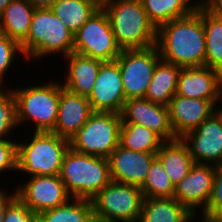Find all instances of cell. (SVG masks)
<instances>
[{
    "label": "cell",
    "mask_w": 222,
    "mask_h": 222,
    "mask_svg": "<svg viewBox=\"0 0 222 222\" xmlns=\"http://www.w3.org/2000/svg\"><path fill=\"white\" fill-rule=\"evenodd\" d=\"M15 198H16L15 191H12L11 193L10 191H7L5 188L0 189V222H3L6 208Z\"/></svg>",
    "instance_id": "8d00e7d4"
},
{
    "label": "cell",
    "mask_w": 222,
    "mask_h": 222,
    "mask_svg": "<svg viewBox=\"0 0 222 222\" xmlns=\"http://www.w3.org/2000/svg\"><path fill=\"white\" fill-rule=\"evenodd\" d=\"M221 92H222V73H221Z\"/></svg>",
    "instance_id": "7bdbcfd3"
},
{
    "label": "cell",
    "mask_w": 222,
    "mask_h": 222,
    "mask_svg": "<svg viewBox=\"0 0 222 222\" xmlns=\"http://www.w3.org/2000/svg\"><path fill=\"white\" fill-rule=\"evenodd\" d=\"M212 222H222V218L216 219V220H214Z\"/></svg>",
    "instance_id": "b9f144b4"
},
{
    "label": "cell",
    "mask_w": 222,
    "mask_h": 222,
    "mask_svg": "<svg viewBox=\"0 0 222 222\" xmlns=\"http://www.w3.org/2000/svg\"><path fill=\"white\" fill-rule=\"evenodd\" d=\"M196 10L203 18L206 37L205 66L222 73V21L209 14L200 4Z\"/></svg>",
    "instance_id": "f1b7e54d"
},
{
    "label": "cell",
    "mask_w": 222,
    "mask_h": 222,
    "mask_svg": "<svg viewBox=\"0 0 222 222\" xmlns=\"http://www.w3.org/2000/svg\"><path fill=\"white\" fill-rule=\"evenodd\" d=\"M216 106L200 98H186L174 95L168 105L169 121L176 138H182L195 130L213 112Z\"/></svg>",
    "instance_id": "ac0fdd59"
},
{
    "label": "cell",
    "mask_w": 222,
    "mask_h": 222,
    "mask_svg": "<svg viewBox=\"0 0 222 222\" xmlns=\"http://www.w3.org/2000/svg\"><path fill=\"white\" fill-rule=\"evenodd\" d=\"M201 222H212L222 218V164L215 165V173L208 204L201 213Z\"/></svg>",
    "instance_id": "d6a6232c"
},
{
    "label": "cell",
    "mask_w": 222,
    "mask_h": 222,
    "mask_svg": "<svg viewBox=\"0 0 222 222\" xmlns=\"http://www.w3.org/2000/svg\"><path fill=\"white\" fill-rule=\"evenodd\" d=\"M181 139L187 144L195 163L222 164V111L217 108Z\"/></svg>",
    "instance_id": "7c38bea8"
},
{
    "label": "cell",
    "mask_w": 222,
    "mask_h": 222,
    "mask_svg": "<svg viewBox=\"0 0 222 222\" xmlns=\"http://www.w3.org/2000/svg\"><path fill=\"white\" fill-rule=\"evenodd\" d=\"M165 141L147 127L131 123H122L119 145L125 149L157 153Z\"/></svg>",
    "instance_id": "83f0119b"
},
{
    "label": "cell",
    "mask_w": 222,
    "mask_h": 222,
    "mask_svg": "<svg viewBox=\"0 0 222 222\" xmlns=\"http://www.w3.org/2000/svg\"><path fill=\"white\" fill-rule=\"evenodd\" d=\"M107 159L112 181L141 187L156 153L132 151L118 145Z\"/></svg>",
    "instance_id": "e0dca14e"
},
{
    "label": "cell",
    "mask_w": 222,
    "mask_h": 222,
    "mask_svg": "<svg viewBox=\"0 0 222 222\" xmlns=\"http://www.w3.org/2000/svg\"><path fill=\"white\" fill-rule=\"evenodd\" d=\"M68 63L67 73L62 86L69 91L88 97L93 90L95 81L103 61L71 52L63 57Z\"/></svg>",
    "instance_id": "ffe728a7"
},
{
    "label": "cell",
    "mask_w": 222,
    "mask_h": 222,
    "mask_svg": "<svg viewBox=\"0 0 222 222\" xmlns=\"http://www.w3.org/2000/svg\"><path fill=\"white\" fill-rule=\"evenodd\" d=\"M100 7L93 0H57L50 9L75 34Z\"/></svg>",
    "instance_id": "484cf974"
},
{
    "label": "cell",
    "mask_w": 222,
    "mask_h": 222,
    "mask_svg": "<svg viewBox=\"0 0 222 222\" xmlns=\"http://www.w3.org/2000/svg\"><path fill=\"white\" fill-rule=\"evenodd\" d=\"M190 214L174 197H144L138 222H183Z\"/></svg>",
    "instance_id": "cb8c5ba5"
},
{
    "label": "cell",
    "mask_w": 222,
    "mask_h": 222,
    "mask_svg": "<svg viewBox=\"0 0 222 222\" xmlns=\"http://www.w3.org/2000/svg\"><path fill=\"white\" fill-rule=\"evenodd\" d=\"M35 8H50L57 0H28Z\"/></svg>",
    "instance_id": "74e56055"
},
{
    "label": "cell",
    "mask_w": 222,
    "mask_h": 222,
    "mask_svg": "<svg viewBox=\"0 0 222 222\" xmlns=\"http://www.w3.org/2000/svg\"><path fill=\"white\" fill-rule=\"evenodd\" d=\"M95 1L96 3H98L100 6L103 5V3L105 2V0H93Z\"/></svg>",
    "instance_id": "60d3db41"
},
{
    "label": "cell",
    "mask_w": 222,
    "mask_h": 222,
    "mask_svg": "<svg viewBox=\"0 0 222 222\" xmlns=\"http://www.w3.org/2000/svg\"><path fill=\"white\" fill-rule=\"evenodd\" d=\"M4 89L0 88V139H10L12 137L15 139L14 136L16 135H11L18 128L16 100L11 88Z\"/></svg>",
    "instance_id": "4dcf8cb0"
},
{
    "label": "cell",
    "mask_w": 222,
    "mask_h": 222,
    "mask_svg": "<svg viewBox=\"0 0 222 222\" xmlns=\"http://www.w3.org/2000/svg\"><path fill=\"white\" fill-rule=\"evenodd\" d=\"M3 222H37V215L16 197L7 206Z\"/></svg>",
    "instance_id": "e575fe53"
},
{
    "label": "cell",
    "mask_w": 222,
    "mask_h": 222,
    "mask_svg": "<svg viewBox=\"0 0 222 222\" xmlns=\"http://www.w3.org/2000/svg\"><path fill=\"white\" fill-rule=\"evenodd\" d=\"M121 125L119 113L93 112L69 140L70 148L81 154L107 158L119 145Z\"/></svg>",
    "instance_id": "ba28073f"
},
{
    "label": "cell",
    "mask_w": 222,
    "mask_h": 222,
    "mask_svg": "<svg viewBox=\"0 0 222 222\" xmlns=\"http://www.w3.org/2000/svg\"><path fill=\"white\" fill-rule=\"evenodd\" d=\"M122 123L137 124L157 133L164 141L177 139L170 121L168 107L146 98L126 99L120 113Z\"/></svg>",
    "instance_id": "9a60e30c"
},
{
    "label": "cell",
    "mask_w": 222,
    "mask_h": 222,
    "mask_svg": "<svg viewBox=\"0 0 222 222\" xmlns=\"http://www.w3.org/2000/svg\"><path fill=\"white\" fill-rule=\"evenodd\" d=\"M35 9L28 0H12L0 14V33L21 44L29 34Z\"/></svg>",
    "instance_id": "7402d4cb"
},
{
    "label": "cell",
    "mask_w": 222,
    "mask_h": 222,
    "mask_svg": "<svg viewBox=\"0 0 222 222\" xmlns=\"http://www.w3.org/2000/svg\"><path fill=\"white\" fill-rule=\"evenodd\" d=\"M22 55L20 44L7 35L0 33V88H7V86H3L8 75L7 72H10L11 67L16 66V61Z\"/></svg>",
    "instance_id": "1f68e13d"
},
{
    "label": "cell",
    "mask_w": 222,
    "mask_h": 222,
    "mask_svg": "<svg viewBox=\"0 0 222 222\" xmlns=\"http://www.w3.org/2000/svg\"><path fill=\"white\" fill-rule=\"evenodd\" d=\"M140 189L144 197L148 198H172L174 196L175 186L157 158L152 162Z\"/></svg>",
    "instance_id": "f546056e"
},
{
    "label": "cell",
    "mask_w": 222,
    "mask_h": 222,
    "mask_svg": "<svg viewBox=\"0 0 222 222\" xmlns=\"http://www.w3.org/2000/svg\"><path fill=\"white\" fill-rule=\"evenodd\" d=\"M101 7L122 50L156 45L157 28L149 20L141 0H105Z\"/></svg>",
    "instance_id": "7a4b0ae2"
},
{
    "label": "cell",
    "mask_w": 222,
    "mask_h": 222,
    "mask_svg": "<svg viewBox=\"0 0 222 222\" xmlns=\"http://www.w3.org/2000/svg\"><path fill=\"white\" fill-rule=\"evenodd\" d=\"M214 173L215 165L195 163L187 176L175 185L173 197L190 213L203 212L211 195Z\"/></svg>",
    "instance_id": "5bb4252c"
},
{
    "label": "cell",
    "mask_w": 222,
    "mask_h": 222,
    "mask_svg": "<svg viewBox=\"0 0 222 222\" xmlns=\"http://www.w3.org/2000/svg\"><path fill=\"white\" fill-rule=\"evenodd\" d=\"M176 95L210 100L217 107L222 101L221 73L205 65L181 68Z\"/></svg>",
    "instance_id": "2e32d148"
},
{
    "label": "cell",
    "mask_w": 222,
    "mask_h": 222,
    "mask_svg": "<svg viewBox=\"0 0 222 222\" xmlns=\"http://www.w3.org/2000/svg\"><path fill=\"white\" fill-rule=\"evenodd\" d=\"M121 50L102 7L74 34V53L103 62H112L117 59Z\"/></svg>",
    "instance_id": "9c48e42d"
},
{
    "label": "cell",
    "mask_w": 222,
    "mask_h": 222,
    "mask_svg": "<svg viewBox=\"0 0 222 222\" xmlns=\"http://www.w3.org/2000/svg\"><path fill=\"white\" fill-rule=\"evenodd\" d=\"M12 0H0V14Z\"/></svg>",
    "instance_id": "f35d334b"
},
{
    "label": "cell",
    "mask_w": 222,
    "mask_h": 222,
    "mask_svg": "<svg viewBox=\"0 0 222 222\" xmlns=\"http://www.w3.org/2000/svg\"><path fill=\"white\" fill-rule=\"evenodd\" d=\"M59 176L72 198L89 200L112 181L106 157L81 154L71 148L65 153Z\"/></svg>",
    "instance_id": "5b68a950"
},
{
    "label": "cell",
    "mask_w": 222,
    "mask_h": 222,
    "mask_svg": "<svg viewBox=\"0 0 222 222\" xmlns=\"http://www.w3.org/2000/svg\"><path fill=\"white\" fill-rule=\"evenodd\" d=\"M17 170V141L0 139V175Z\"/></svg>",
    "instance_id": "836d02e7"
},
{
    "label": "cell",
    "mask_w": 222,
    "mask_h": 222,
    "mask_svg": "<svg viewBox=\"0 0 222 222\" xmlns=\"http://www.w3.org/2000/svg\"><path fill=\"white\" fill-rule=\"evenodd\" d=\"M23 58L44 59L60 54L62 57L73 52L74 34L50 8H36L27 38L20 44Z\"/></svg>",
    "instance_id": "3957f363"
},
{
    "label": "cell",
    "mask_w": 222,
    "mask_h": 222,
    "mask_svg": "<svg viewBox=\"0 0 222 222\" xmlns=\"http://www.w3.org/2000/svg\"><path fill=\"white\" fill-rule=\"evenodd\" d=\"M199 4L213 17L222 21V0H200Z\"/></svg>",
    "instance_id": "d590c367"
},
{
    "label": "cell",
    "mask_w": 222,
    "mask_h": 222,
    "mask_svg": "<svg viewBox=\"0 0 222 222\" xmlns=\"http://www.w3.org/2000/svg\"><path fill=\"white\" fill-rule=\"evenodd\" d=\"M37 222H95L92 201L71 198L63 205L41 212Z\"/></svg>",
    "instance_id": "4316f807"
},
{
    "label": "cell",
    "mask_w": 222,
    "mask_h": 222,
    "mask_svg": "<svg viewBox=\"0 0 222 222\" xmlns=\"http://www.w3.org/2000/svg\"><path fill=\"white\" fill-rule=\"evenodd\" d=\"M31 138L17 140V170L28 177L59 175L69 140L52 132H32Z\"/></svg>",
    "instance_id": "8992f818"
},
{
    "label": "cell",
    "mask_w": 222,
    "mask_h": 222,
    "mask_svg": "<svg viewBox=\"0 0 222 222\" xmlns=\"http://www.w3.org/2000/svg\"><path fill=\"white\" fill-rule=\"evenodd\" d=\"M149 20L156 28L171 20L190 15L199 5L191 0H141Z\"/></svg>",
    "instance_id": "d4e9b609"
},
{
    "label": "cell",
    "mask_w": 222,
    "mask_h": 222,
    "mask_svg": "<svg viewBox=\"0 0 222 222\" xmlns=\"http://www.w3.org/2000/svg\"><path fill=\"white\" fill-rule=\"evenodd\" d=\"M156 47L162 60L181 68L204 66L206 37L201 14L195 9L162 24L157 28Z\"/></svg>",
    "instance_id": "6da1fadb"
},
{
    "label": "cell",
    "mask_w": 222,
    "mask_h": 222,
    "mask_svg": "<svg viewBox=\"0 0 222 222\" xmlns=\"http://www.w3.org/2000/svg\"><path fill=\"white\" fill-rule=\"evenodd\" d=\"M156 158L162 163L174 186L187 176L195 164L187 144L181 138L165 141L156 153Z\"/></svg>",
    "instance_id": "44dd1931"
},
{
    "label": "cell",
    "mask_w": 222,
    "mask_h": 222,
    "mask_svg": "<svg viewBox=\"0 0 222 222\" xmlns=\"http://www.w3.org/2000/svg\"><path fill=\"white\" fill-rule=\"evenodd\" d=\"M93 112L86 96L69 91L60 81L58 116L52 133L70 140Z\"/></svg>",
    "instance_id": "d6986e66"
},
{
    "label": "cell",
    "mask_w": 222,
    "mask_h": 222,
    "mask_svg": "<svg viewBox=\"0 0 222 222\" xmlns=\"http://www.w3.org/2000/svg\"><path fill=\"white\" fill-rule=\"evenodd\" d=\"M180 70L181 67L160 59L157 62L145 98L155 104L168 107L171 98L177 91Z\"/></svg>",
    "instance_id": "603a6c76"
},
{
    "label": "cell",
    "mask_w": 222,
    "mask_h": 222,
    "mask_svg": "<svg viewBox=\"0 0 222 222\" xmlns=\"http://www.w3.org/2000/svg\"><path fill=\"white\" fill-rule=\"evenodd\" d=\"M161 59L156 45L143 49H124L115 60L120 67L126 99L145 98L157 62Z\"/></svg>",
    "instance_id": "30bf717a"
},
{
    "label": "cell",
    "mask_w": 222,
    "mask_h": 222,
    "mask_svg": "<svg viewBox=\"0 0 222 222\" xmlns=\"http://www.w3.org/2000/svg\"><path fill=\"white\" fill-rule=\"evenodd\" d=\"M33 85L11 87L16 100L18 127L33 122V132H52L58 116L60 81L49 80L41 85Z\"/></svg>",
    "instance_id": "277c9868"
},
{
    "label": "cell",
    "mask_w": 222,
    "mask_h": 222,
    "mask_svg": "<svg viewBox=\"0 0 222 222\" xmlns=\"http://www.w3.org/2000/svg\"><path fill=\"white\" fill-rule=\"evenodd\" d=\"M26 179V183L18 184L13 190L16 197L36 215L63 205L72 198L59 175H36Z\"/></svg>",
    "instance_id": "8fae6325"
},
{
    "label": "cell",
    "mask_w": 222,
    "mask_h": 222,
    "mask_svg": "<svg viewBox=\"0 0 222 222\" xmlns=\"http://www.w3.org/2000/svg\"><path fill=\"white\" fill-rule=\"evenodd\" d=\"M87 98L94 112L121 113L126 97L116 61L101 64L93 90Z\"/></svg>",
    "instance_id": "4fadbf2b"
},
{
    "label": "cell",
    "mask_w": 222,
    "mask_h": 222,
    "mask_svg": "<svg viewBox=\"0 0 222 222\" xmlns=\"http://www.w3.org/2000/svg\"><path fill=\"white\" fill-rule=\"evenodd\" d=\"M91 201L95 222H138L144 195L140 187L111 181Z\"/></svg>",
    "instance_id": "52a82bcc"
},
{
    "label": "cell",
    "mask_w": 222,
    "mask_h": 222,
    "mask_svg": "<svg viewBox=\"0 0 222 222\" xmlns=\"http://www.w3.org/2000/svg\"><path fill=\"white\" fill-rule=\"evenodd\" d=\"M199 214L191 213L183 222H193L192 220L197 218Z\"/></svg>",
    "instance_id": "ab89813d"
}]
</instances>
